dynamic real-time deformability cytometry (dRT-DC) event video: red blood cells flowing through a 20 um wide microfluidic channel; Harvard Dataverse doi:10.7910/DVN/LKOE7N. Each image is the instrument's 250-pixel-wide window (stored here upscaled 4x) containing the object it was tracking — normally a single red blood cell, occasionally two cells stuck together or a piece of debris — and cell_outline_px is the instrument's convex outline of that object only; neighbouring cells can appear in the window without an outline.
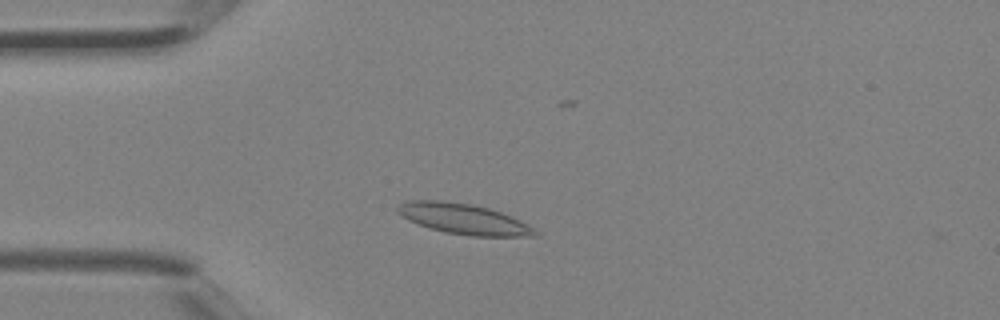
{"species": "Egyptian fruit bat (a non-hibernating species)", "species_latin": "Rousettus aegyptiacus", "temperature_condition": "room temperature", "stored_images_in_passage": 3, "camera_frame_rate_fps": 3000, "um_per_image_px": 0.085, "animal": {"sex": "female"}, "frame": {"image": 1, "passage_image": 2, "time_ms": 0.333, "image_size_px": [1000, 320], "cell_outline_px": [[540, 236], [472, 236], [444, 232], [408, 220], [400, 216], [396, 212], [396, 208], [404, 200], [440, 200], [472, 204], [488, 208], [500, 212], [540, 232]], "centroid_in_image_um": [39.33, 18.6], "position_along_channel_um": 45.7, "area_um2": 24.16}}